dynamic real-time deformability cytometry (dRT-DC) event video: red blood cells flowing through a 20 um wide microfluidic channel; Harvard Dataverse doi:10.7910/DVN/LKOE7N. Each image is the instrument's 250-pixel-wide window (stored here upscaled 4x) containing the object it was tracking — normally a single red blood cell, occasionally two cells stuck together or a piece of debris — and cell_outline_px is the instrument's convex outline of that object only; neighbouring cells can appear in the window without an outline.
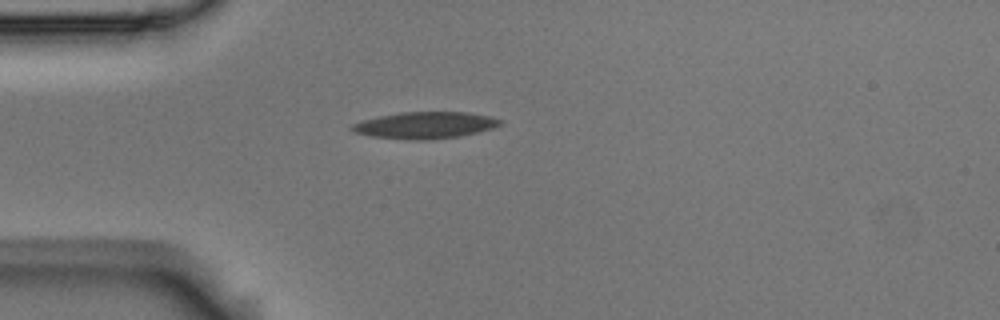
{"species": "Egyptian fruit bat (a non-hibernating species)", "species_latin": "Rousettus aegyptiacus", "temperature_condition": "room temperature", "stored_images_in_passage": 1, "camera_frame_rate_fps": 3000, "um_per_image_px": 0.085, "animal": {"sex": "male"}, "frame": {"image": 1, "passage_image": 1, "time_ms": 0.0, "image_size_px": [1000, 320], "cell_outline_px": [[504, 120], [500, 124], [492, 128], [460, 136], [424, 140], [412, 140], [372, 136], [356, 132], [348, 128], [352, 124], [364, 120], [380, 116], [400, 112], [468, 112], [492, 116]], "centroid_in_image_um": [36.16, 10.63], "position_along_channel_um": 48.8, "area_um2": 22.89}}